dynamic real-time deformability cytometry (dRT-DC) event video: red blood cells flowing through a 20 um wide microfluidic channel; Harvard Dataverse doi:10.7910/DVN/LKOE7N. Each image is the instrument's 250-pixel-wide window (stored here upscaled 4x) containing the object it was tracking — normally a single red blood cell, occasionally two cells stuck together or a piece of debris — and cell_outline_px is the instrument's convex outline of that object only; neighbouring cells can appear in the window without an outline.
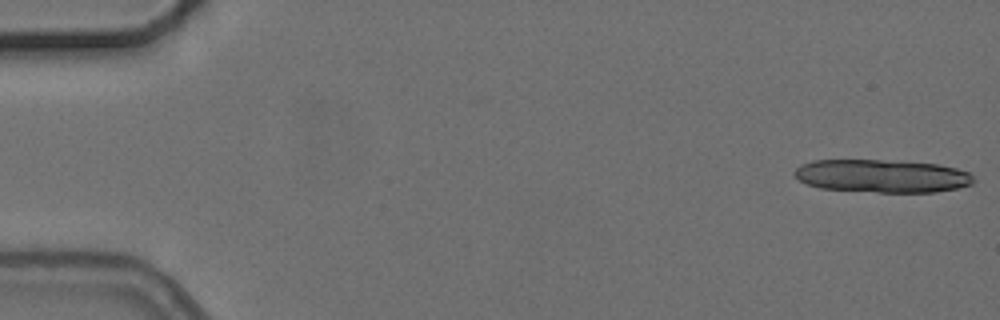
{"species": "common noctule bat (a hibernating species)", "species_latin": "Nyctalus noctula", "temperature_condition": "cold", "stored_images_in_passage": 3, "camera_frame_rate_fps": 3000, "um_per_image_px": 0.085, "animal": {"sex": "female", "body_mass_g": 24.6, "forearm_length_mm": 56.2}, "frame": {"image": 1, "passage_image": 1, "time_ms": 0.0, "image_size_px": [1000, 320], "cell_outline_px": [[976, 180], [972, 184], [956, 188], [936, 192], [876, 192], [820, 188], [808, 184], [800, 180], [792, 172], [800, 164], [812, 160], [880, 160], [936, 164], [956, 168], [968, 172]], "centroid_in_image_um": [74.95, 14.96], "position_along_channel_um": 10.0, "area_um2": 34.33}}